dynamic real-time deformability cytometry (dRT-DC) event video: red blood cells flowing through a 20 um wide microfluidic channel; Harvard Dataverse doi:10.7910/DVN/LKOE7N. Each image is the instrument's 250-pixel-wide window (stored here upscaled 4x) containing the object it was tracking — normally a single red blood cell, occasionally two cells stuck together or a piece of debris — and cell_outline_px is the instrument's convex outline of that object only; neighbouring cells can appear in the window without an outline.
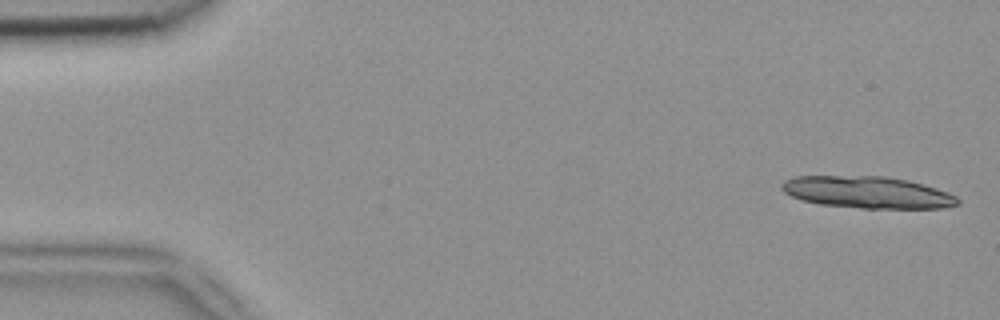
{"species": "common noctule bat (a hibernating species)", "species_latin": "Nyctalus noctula", "temperature_condition": "room temperature", "stored_images_in_passage": 4, "camera_frame_rate_fps": 3000, "um_per_image_px": 0.085, "animal": {"sex": "female", "body_mass_g": 18.4}, "frame": {"image": 1, "passage_image": 1, "time_ms": 0.0, "image_size_px": [1000, 320], "cell_outline_px": [[960, 204], [944, 208], [860, 208], [820, 204], [800, 200], [784, 192], [780, 188], [780, 184], [784, 180], [796, 176], [884, 176], [908, 180], [936, 188], [948, 192], [956, 196], [960, 200]], "centroid_in_image_um": [73.72, 16.35], "position_along_channel_um": 11.3, "area_um2": 32.83}}